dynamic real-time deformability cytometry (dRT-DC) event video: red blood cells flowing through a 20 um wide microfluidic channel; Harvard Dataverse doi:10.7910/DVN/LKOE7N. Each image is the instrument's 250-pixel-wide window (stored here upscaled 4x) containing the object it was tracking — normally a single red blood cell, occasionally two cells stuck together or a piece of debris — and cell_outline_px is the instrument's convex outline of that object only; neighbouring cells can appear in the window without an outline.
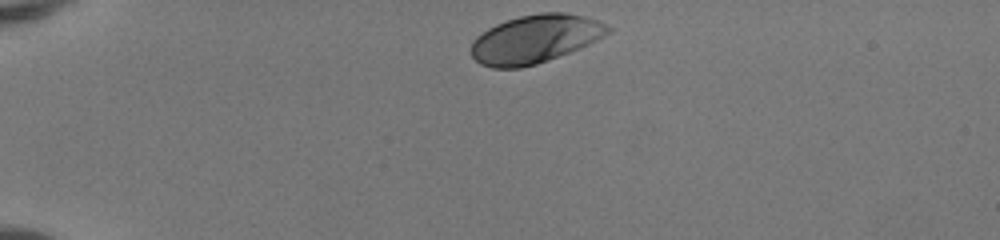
{"species": "human", "species_latin": "Homo sapiens", "temperature_condition": "room temperature", "stored_images_in_passage": 34, "camera_frame_rate_fps": 3000, "um_per_image_px": 0.085, "donor": {"sex": "female"}, "frame": {"image": 1, "passage_image": 1, "time_ms": 0.0, "image_size_px": [1000, 240], "cell_outline_px": [[612, 32], [588, 44], [548, 60], [536, 64], [520, 68], [492, 68], [480, 64], [472, 56], [472, 40], [476, 36], [488, 28], [496, 24], [520, 16], [540, 12], [564, 12], [584, 16], [596, 20], [612, 28]], "centroid_in_image_um": [45.47, 3.31], "position_along_channel_um": 39.5, "area_um2": 38.26}}
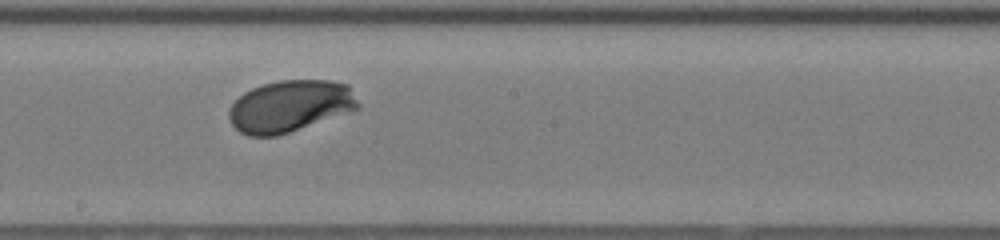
{"frame": {"image": 2, "passage_image": 19, "time_ms": 6.0, "image_size_px": [1000, 240], "cell_outline_px": [[360, 108], [276, 136], [248, 136], [240, 132], [232, 124], [228, 116], [228, 112], [232, 104], [244, 92], [252, 88], [264, 84], [280, 80], [332, 80], [348, 84], [360, 104]], "centroid_in_image_um": [24.65, 9.01], "position_along_channel_um": 223.5, "area_um2": 38.73}}
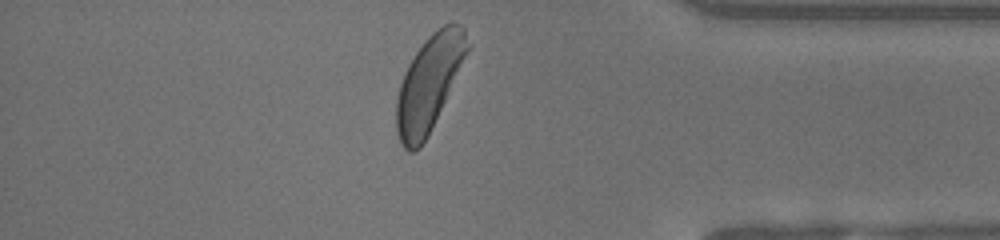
{"frame": {"image": 3, "passage_image": 33, "time_ms": 10.667, "image_size_px": [1000, 240], "cell_outline_px": [[472, 44], [428, 136], [420, 148], [412, 152], [408, 152], [400, 144], [396, 132], [396, 100], [400, 84], [404, 72], [408, 64], [424, 40], [432, 32], [444, 24], [460, 24], [464, 28]], "centroid_in_image_um": [36.47, 7.08], "position_along_channel_um": 398.7, "area_um2": 39.42}, "authors_computed_cell_mechanics": {"area_um2": 38.6682, "velocity_mm_per_s": 4.1185, "shape_relaxation_time_tau1_ms": 2.0051, "shape_relaxation_time_tau2_ms": null, "deformation_change_tau1": 0.1411, "deformation_change_tau2": null}}